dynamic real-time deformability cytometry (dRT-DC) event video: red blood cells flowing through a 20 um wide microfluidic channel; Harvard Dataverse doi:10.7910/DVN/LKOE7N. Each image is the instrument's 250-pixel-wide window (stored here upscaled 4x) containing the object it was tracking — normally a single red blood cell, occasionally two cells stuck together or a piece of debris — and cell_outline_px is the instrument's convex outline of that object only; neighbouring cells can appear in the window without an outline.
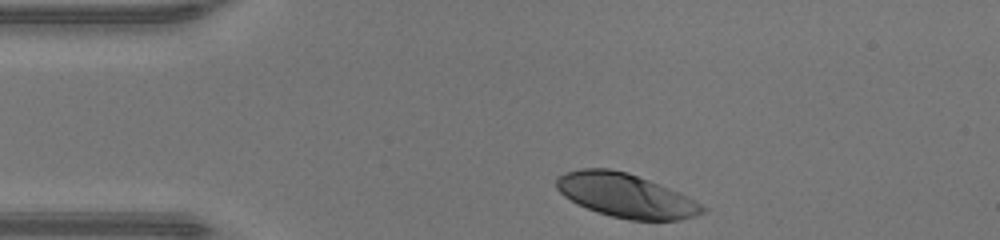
{"species": "human", "species_latin": "Homo sapiens", "temperature_condition": "warm", "stored_images_in_passage": 30, "camera_frame_rate_fps": 3000, "um_per_image_px": 0.085, "donor": {"sex": "male"}, "frame": {"image": 1, "passage_image": 1, "time_ms": 0.0, "image_size_px": [1000, 240], "cell_outline_px": [[708, 208], [704, 212], [696, 216], [680, 220], [628, 220], [596, 212], [564, 196], [556, 188], [556, 180], [564, 172], [580, 168], [608, 168], [628, 172], [688, 196]], "centroid_in_image_um": [53.21, 16.62], "position_along_channel_um": 31.8, "area_um2": 37.17}}
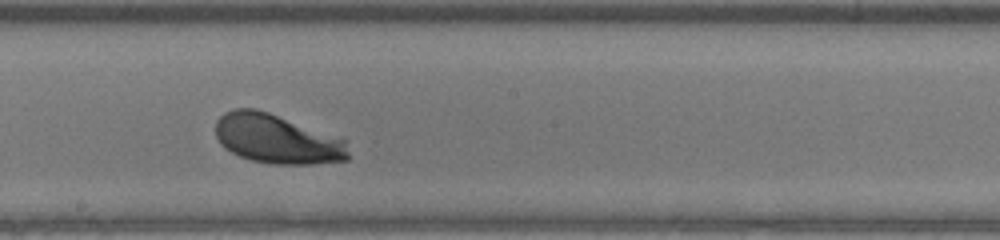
{"frame": {"image": 2, "passage_image": 18, "time_ms": 5.667, "image_size_px": [1000, 240], "cell_outline_px": [[348, 160], [312, 164], [276, 164], [252, 160], [240, 156], [224, 148], [220, 144], [216, 136], [216, 120], [224, 112], [232, 108], [256, 108], [268, 112], [348, 140]], "centroid_in_image_um": [23.54, 11.8], "position_along_channel_um": 224.7, "area_um2": 38.26}}
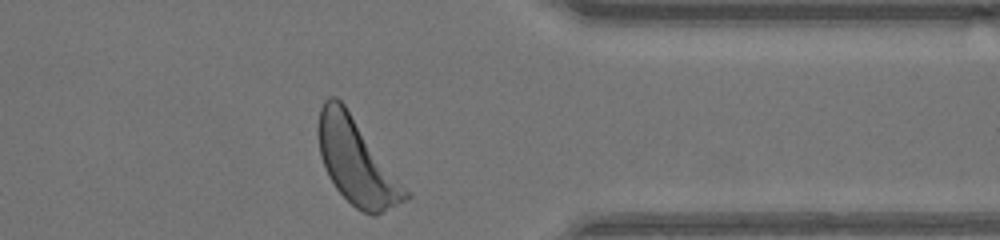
{"frame": {"image": 3, "passage_image": 30, "time_ms": 9.667, "image_size_px": [1000, 240], "cell_outline_px": [[412, 196], [408, 200], [376, 216], [372, 216], [356, 208], [336, 188], [328, 176], [324, 168], [320, 156], [320, 108], [324, 100], [328, 96], [336, 96], [344, 104], [412, 192]], "centroid_in_image_um": [30.39, 13.79], "position_along_channel_um": 381.0, "area_um2": 43.47}, "authors_computed_cell_mechanics": {"area_um2": 38.3503, "velocity_mm_per_s": 4.2295, "shape_relaxation_time_tau1_ms": 0.8836, "shape_relaxation_time_tau2_ms": null, "deformation_change_tau1": 0.104, "deformation_change_tau2": null}}